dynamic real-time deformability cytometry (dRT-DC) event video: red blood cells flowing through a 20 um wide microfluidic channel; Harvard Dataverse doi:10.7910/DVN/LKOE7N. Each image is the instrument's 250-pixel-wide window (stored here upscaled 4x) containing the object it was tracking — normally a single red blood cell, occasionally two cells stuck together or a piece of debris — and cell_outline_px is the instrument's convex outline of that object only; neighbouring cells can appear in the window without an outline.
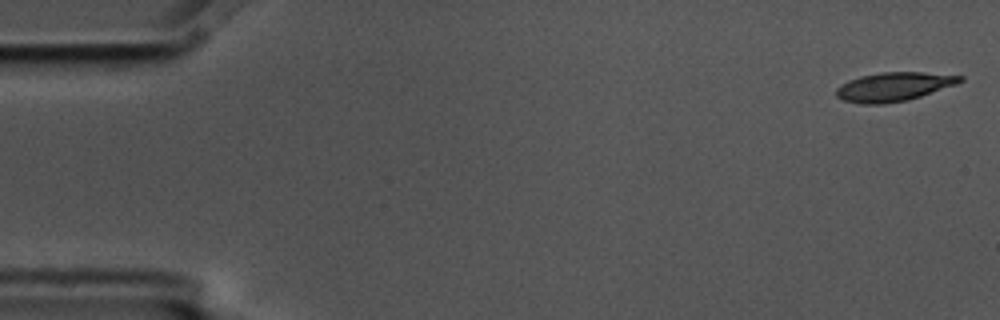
{"species": "common noctule bat (a hibernating species)", "species_latin": "Nyctalus noctula", "temperature_condition": "cold", "stored_images_in_passage": 7, "camera_frame_rate_fps": 3000, "um_per_image_px": 0.085, "animal": {"sex": "male", "body_mass_g": 17.5, "forearm_length_mm": 52.3}, "frame": {"image": 1, "passage_image": 1, "time_ms": 0.0, "image_size_px": [1000, 320], "cell_outline_px": [[964, 80], [956, 84], [908, 100], [884, 104], [860, 104], [844, 100], [836, 96], [836, 88], [840, 84], [848, 80], [860, 76], [880, 72], [920, 72], [964, 76]], "centroid_in_image_um": [75.93, 7.37], "position_along_channel_um": 9.1, "area_um2": 20.81}}
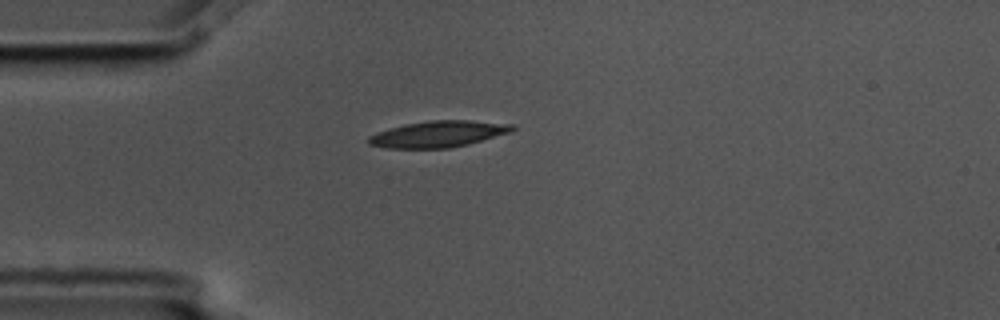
{"frame": {"image": 2, "passage_image": 4, "time_ms": 1.0, "image_size_px": [1000, 320], "cell_outline_px": [[516, 128], [512, 132], [468, 144], [448, 148], [388, 148], [368, 144], [368, 136], [376, 132], [388, 128], [404, 124], [432, 120], [468, 120], [516, 124]], "centroid_in_image_um": [37.27, 11.38], "position_along_channel_um": 47.7, "area_um2": 22.2}}